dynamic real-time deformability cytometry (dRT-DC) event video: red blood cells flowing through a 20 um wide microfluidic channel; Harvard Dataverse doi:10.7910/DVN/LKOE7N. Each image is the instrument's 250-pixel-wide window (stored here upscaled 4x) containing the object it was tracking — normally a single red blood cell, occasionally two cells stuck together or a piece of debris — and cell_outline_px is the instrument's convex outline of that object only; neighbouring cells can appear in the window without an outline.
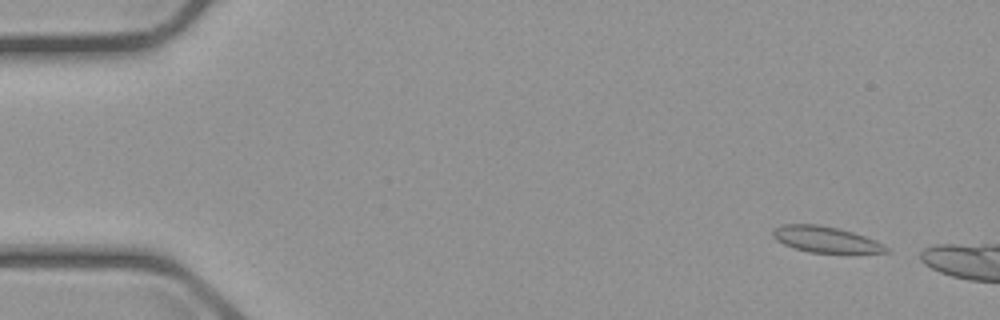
{"species": "common noctule bat (a hibernating species)", "species_latin": "Nyctalus noctula", "temperature_condition": "cold", "stored_images_in_passage": 12, "camera_frame_rate_fps": 3000, "um_per_image_px": 0.085, "animal": {"sex": "male", "body_mass_g": 23.1, "forearm_length_mm": 52.7}, "frame": {"image": 1, "passage_image": 4, "time_ms": 1.0, "image_size_px": [1000, 320], "cell_outline_px": [[888, 252], [808, 252], [784, 244], [776, 240], [772, 236], [772, 228], [780, 224], [816, 224], [836, 228], [852, 232], [876, 240], [888, 248]], "centroid_in_image_um": [70.1, 20.33], "position_along_channel_um": 14.9, "area_um2": 16.88}}